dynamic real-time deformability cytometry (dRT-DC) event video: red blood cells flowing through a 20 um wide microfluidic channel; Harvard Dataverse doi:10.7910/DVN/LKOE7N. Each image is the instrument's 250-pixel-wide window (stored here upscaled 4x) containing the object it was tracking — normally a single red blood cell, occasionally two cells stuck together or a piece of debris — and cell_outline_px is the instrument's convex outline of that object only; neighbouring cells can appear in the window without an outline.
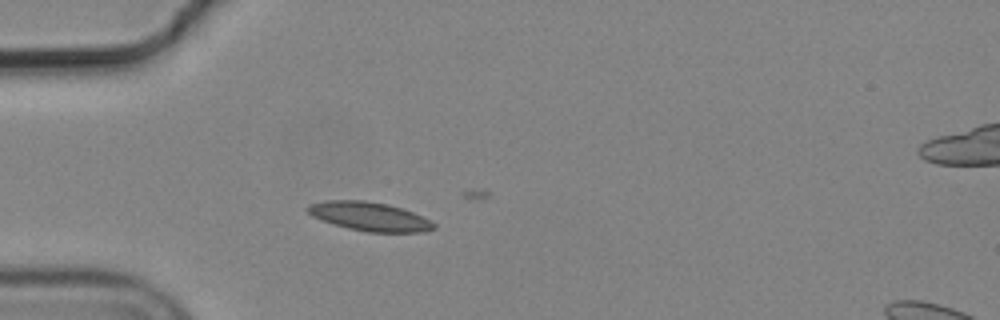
{"species": "common noctule bat (a hibernating species)", "species_latin": "Nyctalus noctula", "temperature_condition": "cold", "stored_images_in_passage": 8, "camera_frame_rate_fps": 3000, "um_per_image_px": 0.085, "animal": {"sex": "male", "body_mass_g": 19.2, "forearm_length_mm": 51.8}, "frame": {"image": 1, "passage_image": 5, "time_ms": 1.333, "image_size_px": [1000, 320], "cell_outline_px": [[436, 228], [424, 232], [368, 232], [348, 228], [312, 216], [304, 208], [308, 204], [324, 200], [364, 200], [388, 204], [412, 212], [436, 224]], "centroid_in_image_um": [31.38, 18.39], "position_along_channel_um": 53.6, "area_um2": 21.04}}